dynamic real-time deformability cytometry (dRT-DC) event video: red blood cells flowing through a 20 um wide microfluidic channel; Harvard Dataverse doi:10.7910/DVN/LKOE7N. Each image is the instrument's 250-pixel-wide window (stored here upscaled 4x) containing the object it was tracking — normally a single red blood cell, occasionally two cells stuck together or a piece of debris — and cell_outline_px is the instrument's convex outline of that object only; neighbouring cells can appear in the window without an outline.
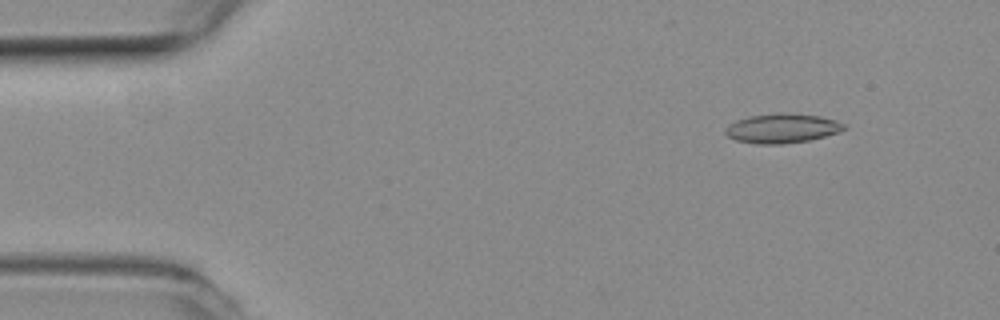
{"species": "common noctule bat (a hibernating species)", "species_latin": "Nyctalus noctula", "temperature_condition": "room temperature", "stored_images_in_passage": 55, "camera_frame_rate_fps": 3000, "um_per_image_px": 0.085, "animal": {"sex": "female", "body_mass_g": 19.3, "forearm_length_mm": 54.1}, "frame": {"image": 1, "passage_image": 6, "time_ms": 1.667, "image_size_px": [1000, 320], "cell_outline_px": [[848, 128], [840, 132], [808, 140], [780, 144], [756, 144], [736, 140], [728, 136], [724, 132], [724, 128], [728, 124], [736, 120], [748, 116], [780, 112], [820, 116], [836, 120], [844, 124]], "centroid_in_image_um": [66.46, 10.9], "position_along_channel_um": 18.5, "area_um2": 20.46}}
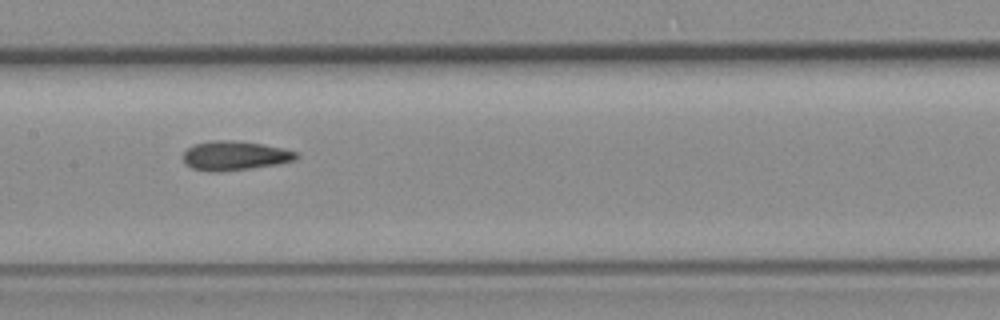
{"frame": {"image": 2, "passage_image": 27, "time_ms": 8.667, "image_size_px": [1000, 320], "cell_outline_px": [[300, 156], [296, 160], [280, 164], [252, 168], [220, 172], [208, 172], [192, 168], [184, 164], [180, 156], [192, 144], [212, 140], [236, 140], [264, 144], [284, 148], [300, 152]], "centroid_in_image_um": [19.96, 13.23], "position_along_channel_um": 187.4, "area_um2": 20.0}}
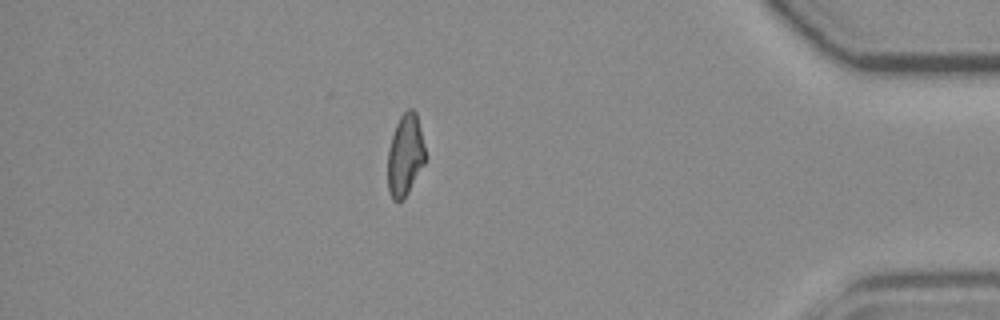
{"frame": {"image": 3, "passage_image": 48, "time_ms": 15.667, "image_size_px": [1000, 320], "cell_outline_px": [[424, 164], [404, 200], [392, 200], [388, 188], [388, 152], [392, 136], [396, 124], [400, 116], [408, 108], [412, 108], [416, 112], [420, 128], [424, 148]], "centroid_in_image_um": [34.43, 13.19], "position_along_channel_um": 400.8, "area_um2": 17.63}, "authors_computed_cell_mechanics": {"area_um2": 19.3052, "velocity_mm_per_s": 3.6801, "shape_relaxation_time_tau1_ms": null, "shape_relaxation_time_tau2_ms": 2.804, "deformation_change_tau1": null, "deformation_change_tau2": 0.0932}}